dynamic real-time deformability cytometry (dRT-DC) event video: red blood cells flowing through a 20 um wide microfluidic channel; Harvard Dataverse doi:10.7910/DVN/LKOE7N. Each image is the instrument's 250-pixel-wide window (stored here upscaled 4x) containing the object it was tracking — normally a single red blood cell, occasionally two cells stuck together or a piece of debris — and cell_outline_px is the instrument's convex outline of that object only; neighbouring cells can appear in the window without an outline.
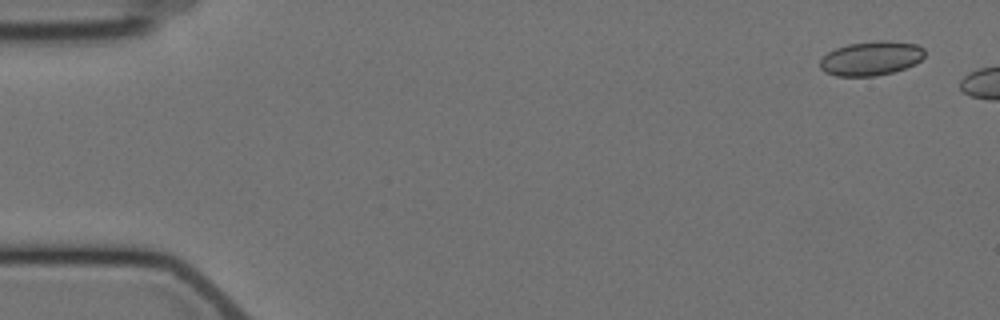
{"species": "Egyptian fruit bat (a non-hibernating species)", "species_latin": "Rousettus aegyptiacus", "temperature_condition": "cold", "stored_images_in_passage": 3, "camera_frame_rate_fps": 3000, "um_per_image_px": 0.085, "animal": {"sex": "female"}, "frame": {"image": 1, "passage_image": 1, "time_ms": 0.0, "image_size_px": [1000, 320], "cell_outline_px": [[924, 56], [916, 64], [892, 72], [872, 76], [836, 76], [824, 72], [820, 68], [820, 60], [828, 52], [836, 48], [848, 44], [880, 40], [888, 40], [916, 44], [924, 48]], "centroid_in_image_um": [74.04, 4.95], "position_along_channel_um": 11.0, "area_um2": 20.87}}